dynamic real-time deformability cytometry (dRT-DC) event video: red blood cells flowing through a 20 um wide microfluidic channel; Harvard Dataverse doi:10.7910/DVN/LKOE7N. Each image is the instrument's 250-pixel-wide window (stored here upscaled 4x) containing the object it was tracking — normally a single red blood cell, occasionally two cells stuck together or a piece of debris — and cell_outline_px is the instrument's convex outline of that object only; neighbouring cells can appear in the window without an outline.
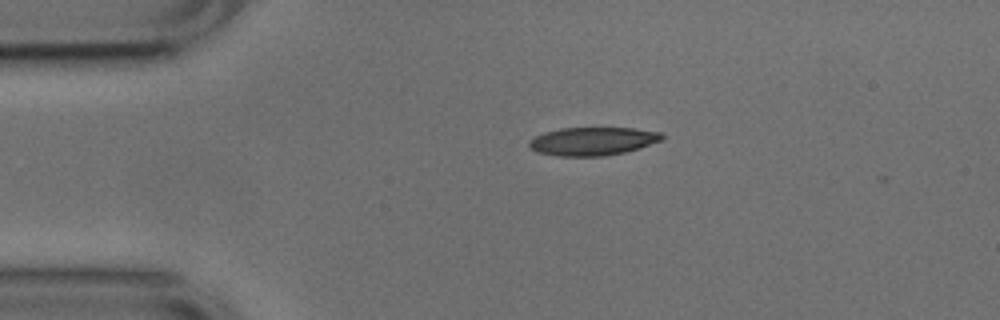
{"species": "common noctule bat (a hibernating species)", "species_latin": "Nyctalus noctula", "temperature_condition": "cold", "stored_images_in_passage": 39, "camera_frame_rate_fps": 3000, "um_per_image_px": 0.085, "animal": {"sex": "male", "body_mass_g": 17.9, "forearm_length_mm": 54.2}, "frame": {"image": 1, "passage_image": 1, "time_ms": 0.0, "image_size_px": [1000, 320], "cell_outline_px": [[664, 140], [624, 152], [604, 156], [556, 156], [536, 152], [528, 144], [528, 140], [544, 132], [560, 128], [632, 128], [660, 132], [664, 136]], "centroid_in_image_um": [50.36, 12.0], "position_along_channel_um": 34.6, "area_um2": 21.85}}
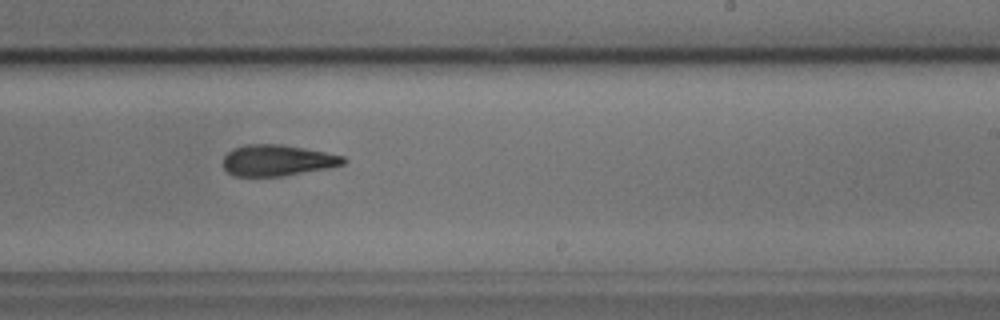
{"frame": {"image": 2, "passage_image": 22, "time_ms": 7.0, "image_size_px": [1000, 320], "cell_outline_px": [[348, 160], [344, 164], [328, 168], [284, 176], [236, 176], [228, 172], [224, 168], [224, 156], [232, 148], [248, 144], [280, 144], [304, 148], [344, 156]], "centroid_in_image_um": [23.59, 13.63], "position_along_channel_um": 265.4, "area_um2": 21.79}}
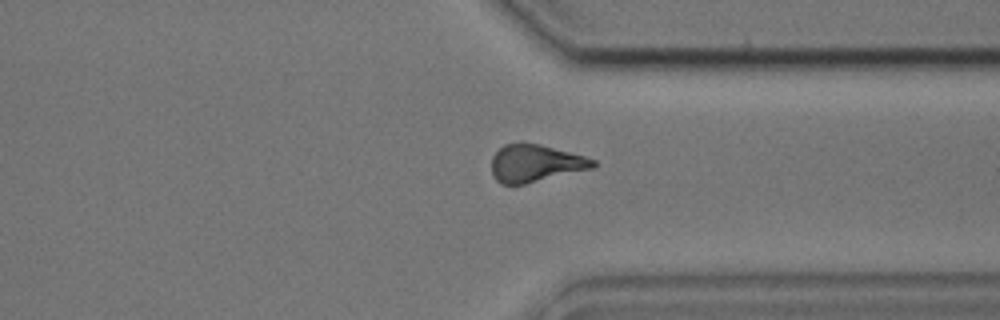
{"frame": {"image": 3, "passage_image": 30, "time_ms": 9.667, "image_size_px": [1000, 320], "cell_outline_px": [[596, 168], [524, 184], [500, 184], [496, 180], [492, 172], [492, 156], [504, 144], [520, 140], [524, 140], [540, 144], [584, 156], [596, 160]], "centroid_in_image_um": [45.51, 13.85], "position_along_channel_um": 365.9, "area_um2": 22.54}}